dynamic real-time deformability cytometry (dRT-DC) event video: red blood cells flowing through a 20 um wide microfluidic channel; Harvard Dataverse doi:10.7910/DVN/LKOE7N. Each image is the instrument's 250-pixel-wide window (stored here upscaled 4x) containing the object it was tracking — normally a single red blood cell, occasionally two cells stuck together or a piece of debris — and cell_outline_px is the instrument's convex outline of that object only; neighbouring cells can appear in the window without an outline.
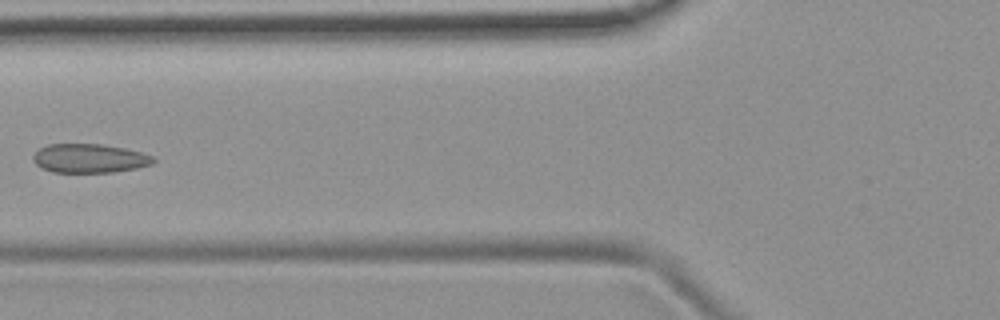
{"species": "common noctule bat (a hibernating species)", "species_latin": "Nyctalus noctula", "temperature_condition": "room temperature", "stored_images_in_passage": 8, "camera_frame_rate_fps": 3000, "um_per_image_px": 0.085, "animal": {"sex": "female", "body_mass_g": 19.9}, "frame": {"image": 1, "passage_image": 7, "time_ms": 7.0, "image_size_px": [1000, 320], "cell_outline_px": [[156, 160], [152, 164], [136, 168], [112, 172], [52, 172], [40, 168], [32, 160], [32, 156], [40, 148], [48, 144], [100, 144], [124, 148], [140, 152], [152, 156]], "centroid_in_image_um": [7.57, 13.46], "position_along_channel_um": 118.2, "area_um2": 20.23}}
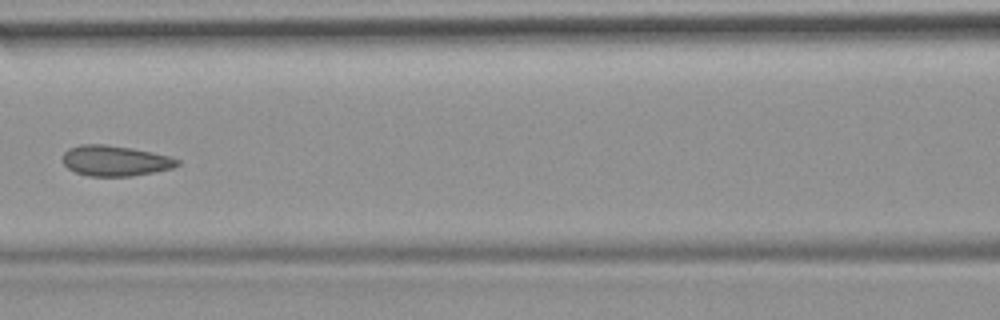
{"frame": {"image": 2, "passage_image": 8, "time_ms": 8.0, "image_size_px": [1000, 320], "cell_outline_px": [[180, 164], [172, 168], [132, 176], [88, 176], [76, 172], [68, 168], [64, 164], [64, 152], [68, 148], [80, 144], [104, 144], [132, 148], [172, 156], [180, 160]], "centroid_in_image_um": [9.81, 13.65], "position_along_channel_um": 156.8, "area_um2": 20.4}}